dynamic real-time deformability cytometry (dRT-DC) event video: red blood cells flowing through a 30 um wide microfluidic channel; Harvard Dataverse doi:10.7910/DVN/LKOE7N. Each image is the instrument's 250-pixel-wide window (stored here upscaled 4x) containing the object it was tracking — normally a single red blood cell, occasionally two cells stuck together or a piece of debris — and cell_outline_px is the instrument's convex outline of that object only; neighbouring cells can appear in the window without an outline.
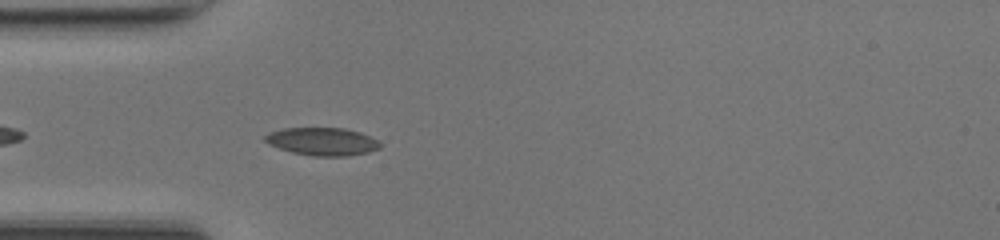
{"species": "common noctule bat (a hibernating species)", "species_latin": "Nyctalus noctula", "temperature_condition": "room temperature", "stored_images_in_passage": 30, "camera_frame_rate_fps": 3000, "um_per_image_px": 0.085, "animal": {"sex": "female", "body_mass_g": 17.0, "forearm_length_mm": 48.0}, "frame": {"image": 1, "passage_image": 3, "time_ms": 0.667, "image_size_px": [1000, 240], "cell_outline_px": [[380, 148], [368, 152], [348, 156], [312, 156], [292, 152], [268, 144], [264, 140], [264, 136], [272, 132], [284, 128], [344, 128], [360, 132], [380, 140]], "centroid_in_image_um": [27.43, 12.03], "position_along_channel_um": 57.6, "area_um2": 18.67}}
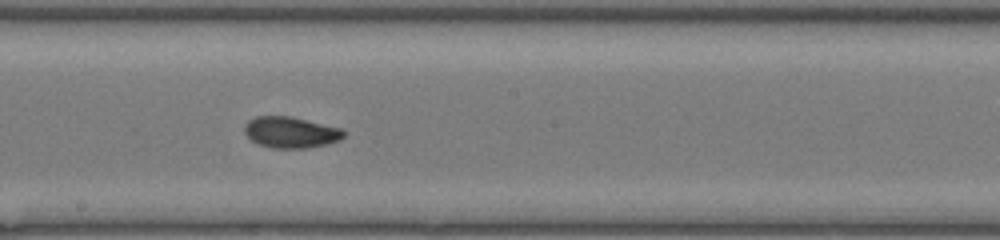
{"frame": {"image": 2, "passage_image": 15, "time_ms": 4.667, "image_size_px": [1000, 240], "cell_outline_px": [[344, 136], [340, 140], [328, 144], [308, 148], [272, 148], [256, 144], [244, 132], [244, 124], [248, 120], [256, 116], [288, 116], [340, 128], [344, 132]], "centroid_in_image_um": [24.67, 11.26], "position_along_channel_um": 223.5, "area_um2": 17.98}}
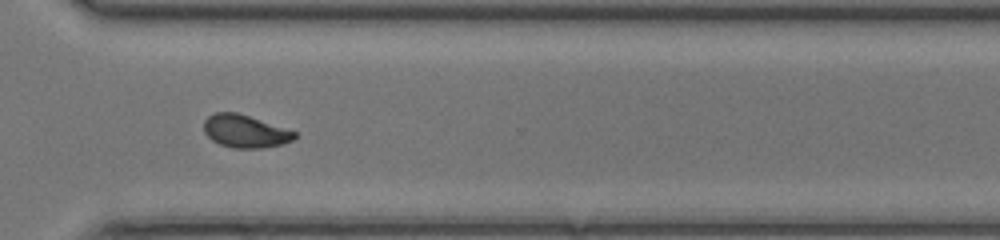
{"frame": {"image": 3, "passage_image": 24, "time_ms": 7.667, "image_size_px": [1000, 240], "cell_outline_px": [[296, 136], [292, 140], [284, 144], [260, 148], [232, 148], [220, 144], [212, 140], [204, 132], [204, 120], [208, 116], [216, 112], [236, 112], [296, 132]], "centroid_in_image_um": [20.8, 11.16], "position_along_channel_um": 349.8, "area_um2": 17.11}, "authors_computed_cell_mechanics": {"area_um2": 17.918, "velocity_mm_per_s": 4.2155, "shape_relaxation_time_tau1_ms": 7.3965, "shape_relaxation_time_tau2_ms": 1.5304, "deformation_change_tau1": 0.1735, "deformation_change_tau2": 0.0556}}